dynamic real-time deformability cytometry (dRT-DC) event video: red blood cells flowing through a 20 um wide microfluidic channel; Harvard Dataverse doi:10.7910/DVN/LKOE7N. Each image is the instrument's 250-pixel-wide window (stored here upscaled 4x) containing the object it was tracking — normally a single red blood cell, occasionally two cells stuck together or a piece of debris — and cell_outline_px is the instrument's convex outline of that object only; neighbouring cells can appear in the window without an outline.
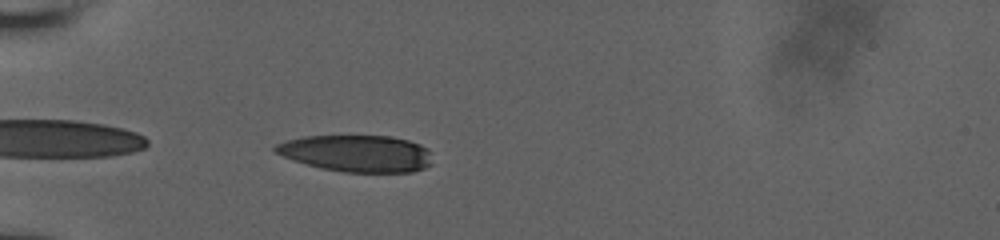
{"species": "human", "species_latin": "Homo sapiens", "temperature_condition": "room temperature", "stored_images_in_passage": 28, "camera_frame_rate_fps": 3000, "um_per_image_px": 0.085, "donor": {"sex": "male"}, "frame": {"image": 1, "passage_image": 1, "time_ms": 0.0, "image_size_px": [1000, 240], "cell_outline_px": [[432, 164], [424, 168], [412, 172], [344, 172], [320, 168], [292, 160], [276, 152], [272, 148], [276, 144], [288, 140], [304, 136], [388, 136], [408, 140], [420, 144], [428, 148]], "centroid_in_image_um": [30.33, 13.04], "position_along_channel_um": 54.7, "area_um2": 33.64}}
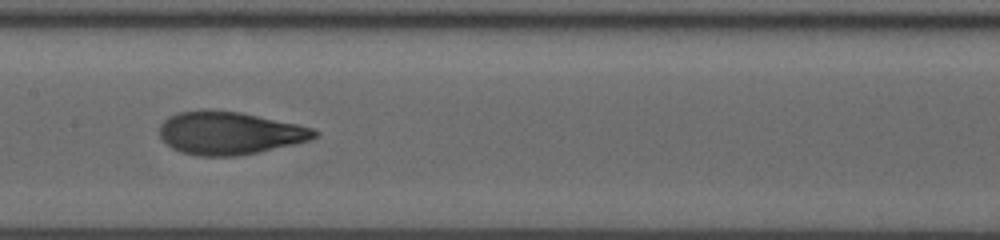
{"frame": {"image": 2, "passage_image": 10, "time_ms": 4.0, "image_size_px": [1000, 240], "cell_outline_px": [[320, 136], [308, 140], [292, 144], [256, 152], [236, 156], [196, 156], [180, 152], [172, 148], [160, 136], [160, 124], [168, 116], [180, 112], [200, 108], [212, 108], [240, 112], [296, 124], [312, 128], [320, 132]], "centroid_in_image_um": [19.47, 11.29], "position_along_channel_um": 187.9, "area_um2": 38.84}}
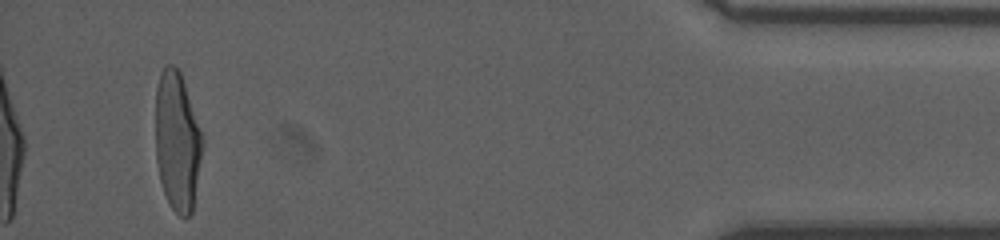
{"frame": {"image": 3, "passage_image": 28, "time_ms": 11.667, "image_size_px": [1000, 240], "cell_outline_px": [[204, 144], [192, 212], [188, 216], [180, 216], [172, 208], [164, 192], [160, 180], [156, 160], [156, 88], [160, 72], [168, 64], [172, 64], [180, 72], [204, 136]], "centroid_in_image_um": [15.08, 12.0], "position_along_channel_um": 420.1, "area_um2": 38.15}, "authors_computed_cell_mechanics": {"area_um2": 37.859, "velocity_mm_per_s": 3.8445, "shape_relaxation_time_tau1_ms": 4.1574, "shape_relaxation_time_tau2_ms": 1.112, "deformation_change_tau1": 0.21, "deformation_change_tau2": 0.0828}}